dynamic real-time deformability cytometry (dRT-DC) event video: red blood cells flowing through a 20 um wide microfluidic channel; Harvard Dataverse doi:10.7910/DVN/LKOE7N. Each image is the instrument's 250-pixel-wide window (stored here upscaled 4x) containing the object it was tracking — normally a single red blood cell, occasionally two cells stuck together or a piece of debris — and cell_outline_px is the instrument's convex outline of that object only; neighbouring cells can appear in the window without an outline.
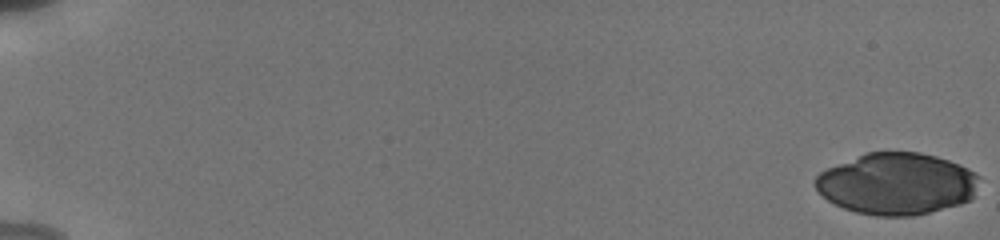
{"species": "human", "species_latin": "Homo sapiens", "temperature_condition": "cold", "stored_images_in_passage": 17, "camera_frame_rate_fps": 3000, "um_per_image_px": 0.085, "donor": {"sex": "male"}, "frame": {"image": 1, "passage_image": 1, "time_ms": 0.0, "image_size_px": [1000, 240], "cell_outline_px": [[980, 176], [972, 200], [960, 204], [912, 216], [876, 216], [856, 212], [844, 208], [828, 200], [816, 188], [812, 180], [820, 172], [828, 168], [864, 152], [920, 152], [936, 156], [960, 164], [968, 168]], "centroid_in_image_um": [76.23, 15.61], "position_along_channel_um": 8.8, "area_um2": 59.07}}